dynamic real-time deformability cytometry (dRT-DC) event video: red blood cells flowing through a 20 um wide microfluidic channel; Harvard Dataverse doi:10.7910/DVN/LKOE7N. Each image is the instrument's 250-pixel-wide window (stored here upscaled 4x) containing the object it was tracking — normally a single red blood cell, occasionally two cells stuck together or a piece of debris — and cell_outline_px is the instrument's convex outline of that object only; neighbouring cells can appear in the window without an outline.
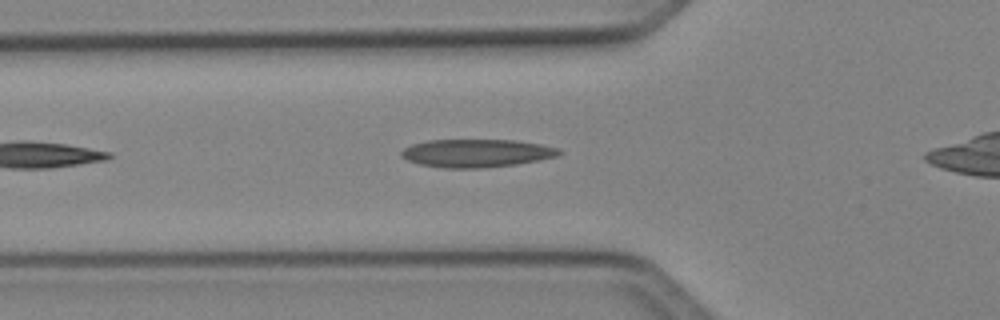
{"species": "Egyptian fruit bat (a non-hibernating species)", "species_latin": "Rousettus aegyptiacus", "temperature_condition": "cold", "stored_images_in_passage": 23, "camera_frame_rate_fps": 3000, "um_per_image_px": 0.085, "animal": {"sex": "female"}, "frame": {"image": 1, "passage_image": 5, "time_ms": 1.333, "image_size_px": [1000, 320], "cell_outline_px": [[564, 152], [556, 156], [540, 160], [516, 164], [484, 168], [444, 168], [420, 164], [408, 160], [400, 156], [400, 152], [404, 148], [412, 144], [428, 140], [516, 140], [540, 144], [560, 148]], "centroid_in_image_um": [40.52, 13.02], "position_along_channel_um": 85.3, "area_um2": 25.89}}
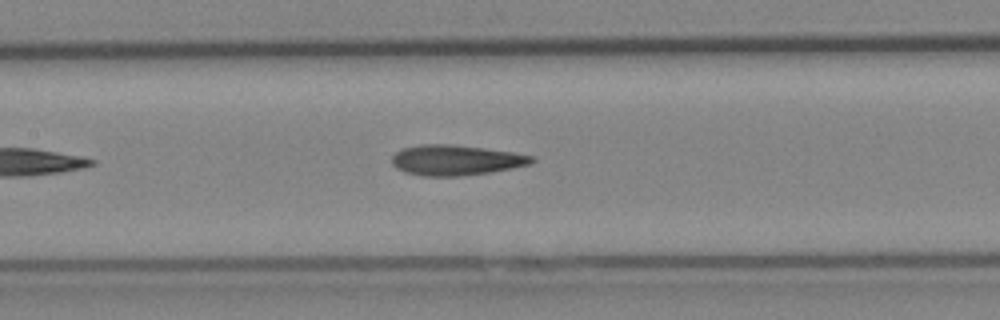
{"frame": {"image": 2, "passage_image": 11, "time_ms": 3.333, "image_size_px": [1000, 320], "cell_outline_px": [[536, 160], [532, 164], [512, 168], [488, 172], [456, 176], [424, 176], [404, 172], [396, 168], [392, 164], [392, 156], [396, 152], [404, 148], [420, 144], [448, 144], [484, 148], [512, 152], [536, 156]], "centroid_in_image_um": [38.76, 13.61], "position_along_channel_um": 168.6, "area_um2": 24.68}}
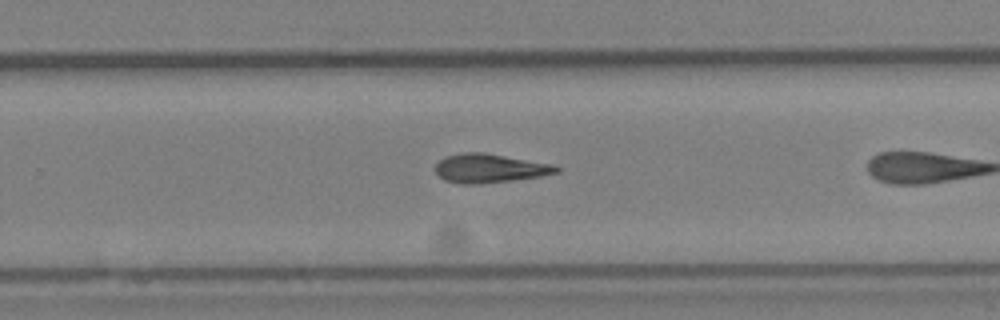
{"frame": {"image": 3, "passage_image": 17, "time_ms": 5.333, "image_size_px": [1000, 320], "cell_outline_px": [[560, 172], [540, 176], [512, 180], [480, 184], [464, 184], [444, 180], [436, 172], [436, 164], [444, 156], [460, 152], [484, 152], [556, 164], [560, 168]], "centroid_in_image_um": [41.65, 14.29], "position_along_channel_um": 288.2, "area_um2": 20.58}}